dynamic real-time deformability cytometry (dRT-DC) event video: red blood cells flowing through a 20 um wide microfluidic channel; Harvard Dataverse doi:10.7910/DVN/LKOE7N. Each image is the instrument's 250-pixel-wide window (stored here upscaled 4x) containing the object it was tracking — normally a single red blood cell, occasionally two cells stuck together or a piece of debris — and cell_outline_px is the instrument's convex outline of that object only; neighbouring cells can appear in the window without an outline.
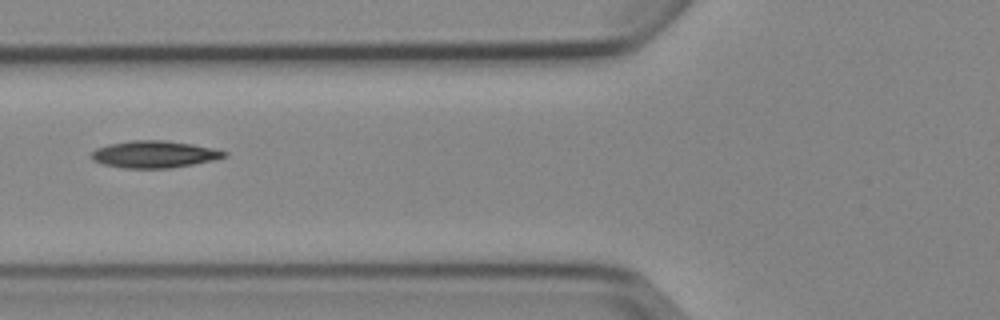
{"species": "Egyptian fruit bat (a non-hibernating species)", "species_latin": "Rousettus aegyptiacus", "temperature_condition": "cold", "stored_images_in_passage": 2, "camera_frame_rate_fps": 3000, "um_per_image_px": 0.085, "animal": {"sex": "female"}, "frame": {"image": 1, "passage_image": 2, "time_ms": 1.0, "image_size_px": [1000, 320], "cell_outline_px": [[228, 156], [216, 160], [168, 168], [124, 168], [104, 164], [92, 160], [92, 152], [96, 148], [108, 144], [132, 140], [164, 140], [192, 144], [212, 148], [228, 152]], "centroid_in_image_um": [13.13, 13.11], "position_along_channel_um": 112.7, "area_um2": 20.87}}